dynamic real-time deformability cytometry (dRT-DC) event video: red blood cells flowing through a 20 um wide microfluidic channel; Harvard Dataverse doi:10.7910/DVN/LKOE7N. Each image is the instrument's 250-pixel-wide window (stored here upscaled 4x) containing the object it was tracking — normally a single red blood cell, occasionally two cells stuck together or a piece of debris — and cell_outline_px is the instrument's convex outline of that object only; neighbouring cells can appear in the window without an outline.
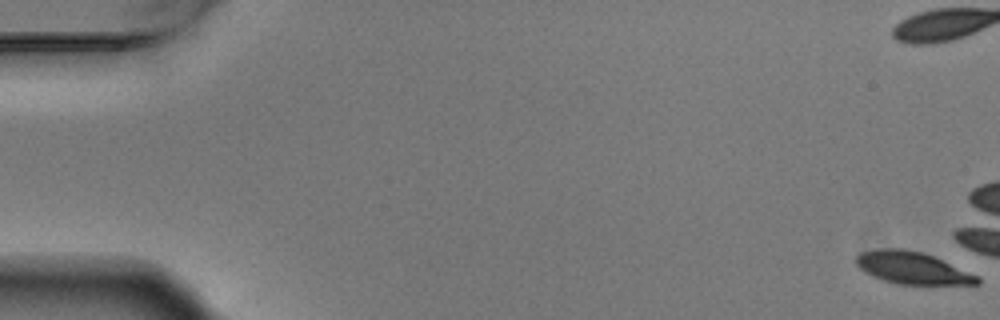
{"species": "Egyptian fruit bat (a non-hibernating species)", "species_latin": "Rousettus aegyptiacus", "temperature_condition": "warm", "stored_images_in_passage": 6, "camera_frame_rate_fps": 3000, "um_per_image_px": 0.085, "animal": {"sex": "male"}, "frame": {"image": 1, "passage_image": 1, "time_ms": 0.0, "image_size_px": [1000, 320], "cell_outline_px": [[980, 284], [900, 284], [884, 280], [872, 276], [864, 272], [856, 264], [856, 256], [860, 252], [876, 248], [904, 248], [924, 252], [980, 276]], "centroid_in_image_um": [77.54, 22.75], "position_along_channel_um": 7.5, "area_um2": 22.83}}